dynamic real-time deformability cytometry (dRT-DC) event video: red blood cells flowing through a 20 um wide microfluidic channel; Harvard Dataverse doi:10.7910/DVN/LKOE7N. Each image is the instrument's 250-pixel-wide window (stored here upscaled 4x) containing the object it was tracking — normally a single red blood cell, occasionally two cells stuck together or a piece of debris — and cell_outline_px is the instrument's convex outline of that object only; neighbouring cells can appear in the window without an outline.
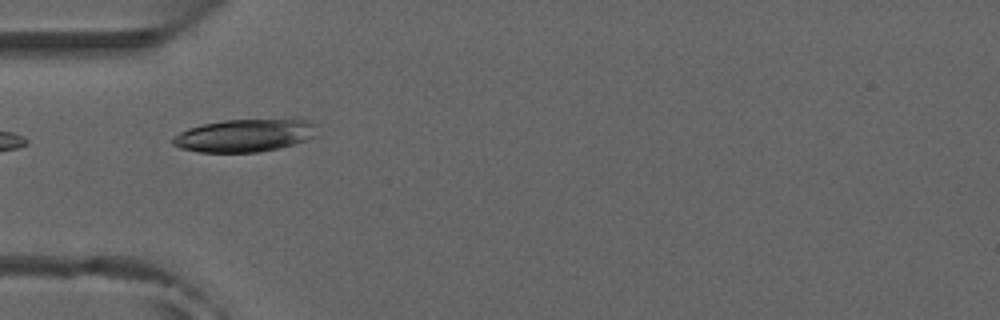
{"species": "common noctule bat (a hibernating species)", "species_latin": "Nyctalus noctula", "temperature_condition": "room temperature", "stored_images_in_passage": 5, "camera_frame_rate_fps": 3000, "um_per_image_px": 0.085, "animal": {"sex": "male", "forearm_length_mm": 52.5}, "frame": {"image": 1, "passage_image": 5, "time_ms": 1.333, "image_size_px": [1000, 320], "cell_outline_px": [[316, 136], [308, 140], [280, 148], [256, 152], [200, 152], [180, 148], [172, 144], [172, 136], [188, 128], [204, 124], [224, 120], [292, 116], [296, 116], [312, 120], [316, 124]], "centroid_in_image_um": [20.93, 11.46], "position_along_channel_um": 64.1, "area_um2": 28.78}}